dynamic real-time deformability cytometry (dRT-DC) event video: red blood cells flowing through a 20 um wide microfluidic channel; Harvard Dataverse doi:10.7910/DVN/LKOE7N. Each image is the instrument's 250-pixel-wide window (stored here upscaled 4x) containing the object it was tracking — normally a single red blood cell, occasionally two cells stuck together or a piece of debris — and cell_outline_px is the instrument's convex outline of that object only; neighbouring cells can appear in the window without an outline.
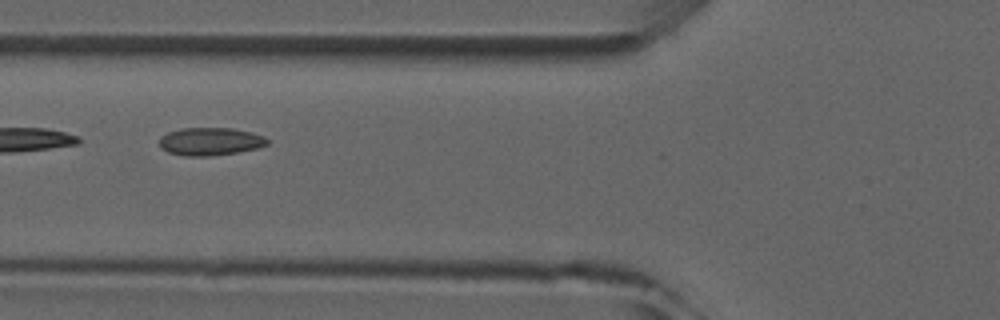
{"species": "common noctule bat (a hibernating species)", "species_latin": "Nyctalus noctula", "temperature_condition": "room temperature", "stored_images_in_passage": 8, "camera_frame_rate_fps": 3000, "um_per_image_px": 0.085, "animal": {"sex": "male", "forearm_length_mm": 52.5}, "frame": {"image": 1, "passage_image": 6, "time_ms": 6.0, "image_size_px": [1000, 320], "cell_outline_px": [[268, 144], [260, 148], [236, 152], [208, 156], [184, 156], [168, 152], [160, 148], [160, 136], [168, 132], [180, 128], [232, 128], [252, 132], [264, 136], [268, 140]], "centroid_in_image_um": [17.87, 12.02], "position_along_channel_um": 107.9, "area_um2": 17.63}}
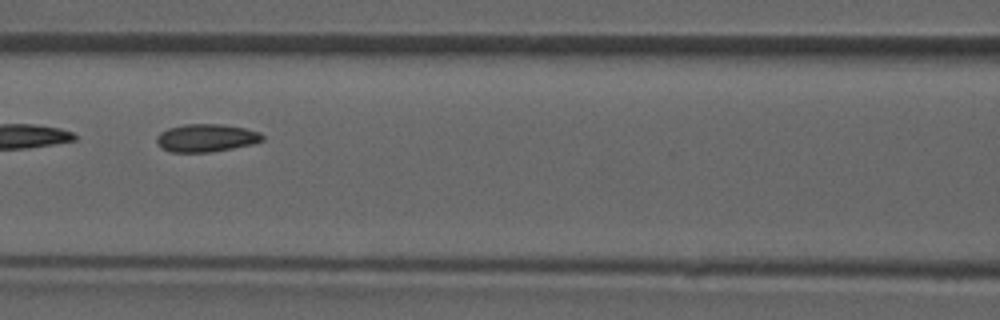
{"frame": {"image": 2, "passage_image": 7, "time_ms": 7.0, "image_size_px": [1000, 320], "cell_outline_px": [[264, 140], [252, 144], [212, 152], [172, 152], [160, 148], [156, 140], [156, 136], [160, 132], [168, 128], [184, 124], [224, 124], [244, 128], [260, 132], [264, 136]], "centroid_in_image_um": [17.52, 11.72], "position_along_channel_um": 149.1, "area_um2": 17.28}}